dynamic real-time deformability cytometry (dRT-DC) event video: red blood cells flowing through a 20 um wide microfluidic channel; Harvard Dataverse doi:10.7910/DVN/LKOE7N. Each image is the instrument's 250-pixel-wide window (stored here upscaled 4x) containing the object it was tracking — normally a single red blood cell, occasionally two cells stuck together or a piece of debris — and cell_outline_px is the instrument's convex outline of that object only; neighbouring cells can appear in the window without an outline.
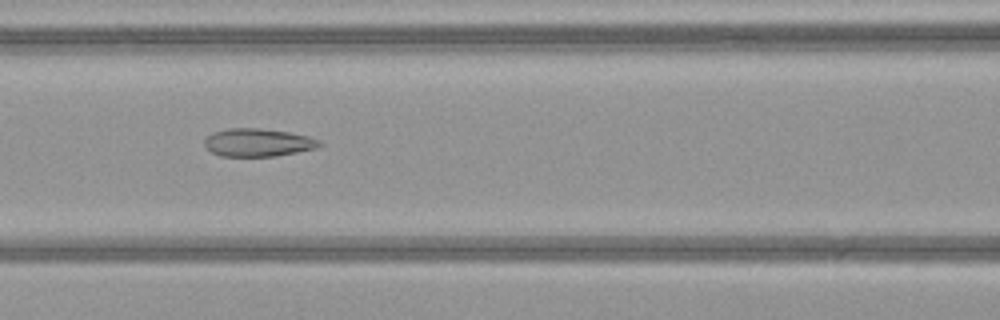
{"species": "common noctule bat (a hibernating species)", "species_latin": "Nyctalus noctula", "temperature_condition": "warm", "stored_images_in_passage": 34, "camera_frame_rate_fps": 3000, "um_per_image_px": 0.085, "animal": {"sex": "female", "body_mass_g": 21.9}, "frame": {"image": 1, "passage_image": 6, "time_ms": 1.667, "image_size_px": [1000, 320], "cell_outline_px": [[324, 144], [316, 148], [276, 156], [220, 156], [212, 152], [204, 144], [204, 140], [212, 132], [228, 128], [256, 128], [288, 132], [308, 136], [320, 140]], "centroid_in_image_um": [21.93, 12.11], "position_along_channel_um": 144.7, "area_um2": 18.67}}
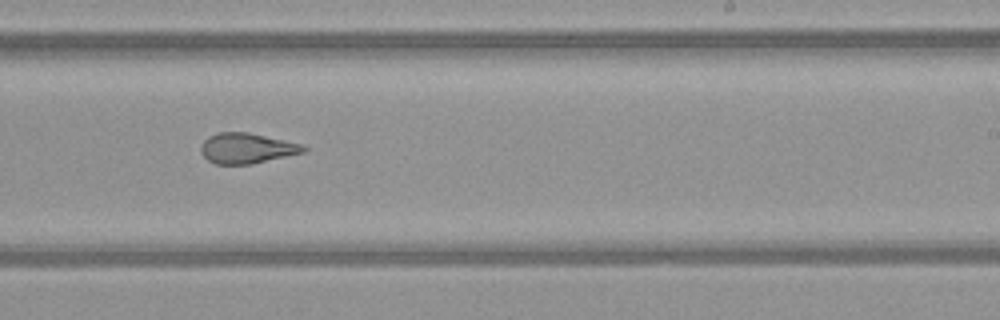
{"frame": {"image": 2, "passage_image": 15, "time_ms": 4.667, "image_size_px": [1000, 320], "cell_outline_px": [[308, 148], [304, 152], [252, 164], [216, 164], [208, 160], [200, 152], [200, 144], [208, 136], [220, 132], [248, 132], [304, 144]], "centroid_in_image_um": [20.97, 12.59], "position_along_channel_um": 268.0, "area_um2": 18.26}}
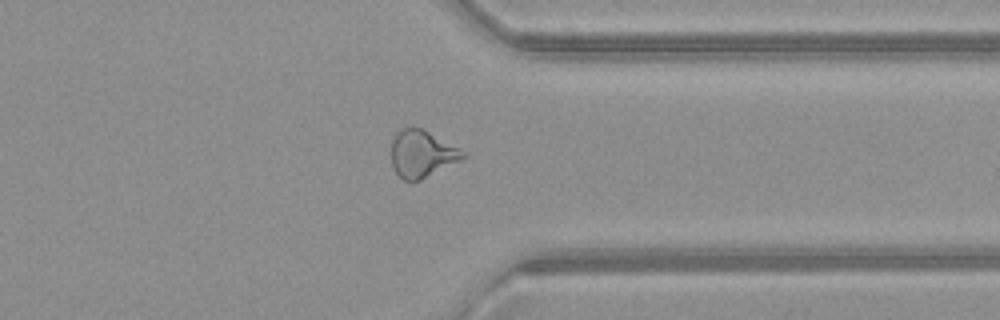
{"frame": {"image": 3, "passage_image": 23, "time_ms": 7.333, "image_size_px": [1000, 320], "cell_outline_px": [[468, 156], [420, 180], [404, 180], [392, 168], [392, 140], [396, 132], [400, 128], [420, 128], [468, 152]], "centroid_in_image_um": [35.87, 13.07], "position_along_channel_um": 375.5, "area_um2": 19.42}, "authors_computed_cell_mechanics": {"area_um2": 19.2185, "velocity_mm_per_s": 4.1128, "shape_relaxation_time_tau1_ms": null, "shape_relaxation_time_tau2_ms": 1.538, "deformation_change_tau1": null, "deformation_change_tau2": 0.0868}}